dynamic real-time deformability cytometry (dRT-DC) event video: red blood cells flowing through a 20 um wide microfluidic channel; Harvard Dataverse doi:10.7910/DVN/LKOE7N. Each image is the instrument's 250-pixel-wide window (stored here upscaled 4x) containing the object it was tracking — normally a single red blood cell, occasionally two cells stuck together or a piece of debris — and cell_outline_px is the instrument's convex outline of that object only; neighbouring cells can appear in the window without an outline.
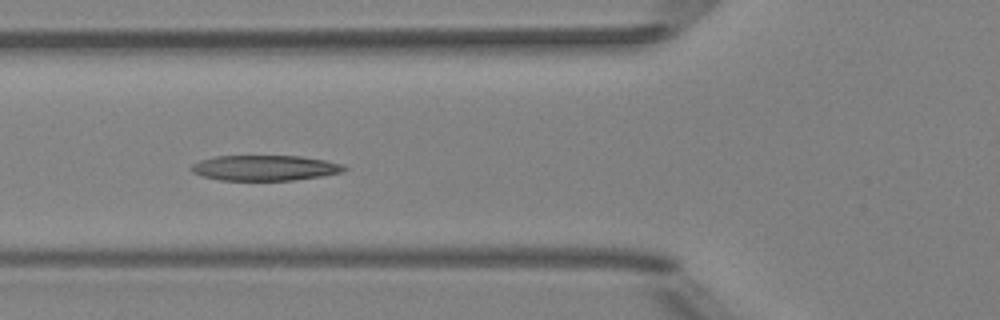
{"species": "Egyptian fruit bat (a non-hibernating species)", "species_latin": "Rousettus aegyptiacus", "temperature_condition": "room temperature", "stored_images_in_passage": 8, "camera_frame_rate_fps": 3000, "um_per_image_px": 0.085, "animal": {"sex": "female"}, "frame": {"image": 1, "passage_image": 6, "time_ms": 5.667, "image_size_px": [1000, 320], "cell_outline_px": [[348, 168], [344, 172], [320, 176], [292, 180], [220, 180], [200, 176], [192, 172], [188, 168], [192, 164], [200, 160], [216, 156], [300, 156], [324, 160], [344, 164]], "centroid_in_image_um": [22.49, 14.27], "position_along_channel_um": 103.3, "area_um2": 22.72}}
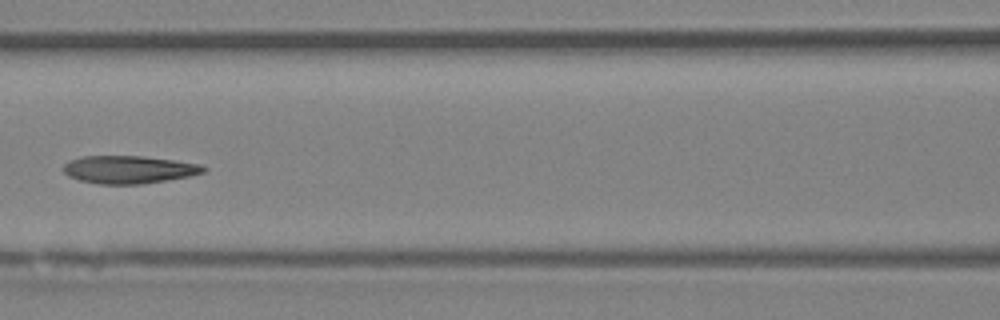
{"frame": {"image": 2, "passage_image": 7, "time_ms": 7.0, "image_size_px": [1000, 320], "cell_outline_px": [[208, 168], [204, 172], [188, 176], [140, 184], [100, 184], [80, 180], [68, 176], [64, 172], [64, 164], [68, 160], [80, 156], [140, 156], [172, 160], [200, 164]], "centroid_in_image_um": [10.91, 14.4], "position_along_channel_um": 155.7, "area_um2": 22.48}}
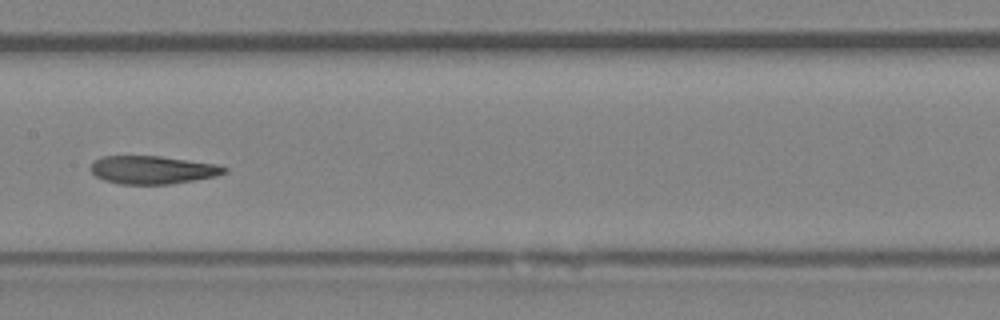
{"frame": {"image": 3, "passage_image": 8, "time_ms": 8.0, "image_size_px": [1000, 320], "cell_outline_px": [[228, 172], [216, 176], [172, 184], [120, 184], [104, 180], [96, 176], [88, 168], [92, 160], [104, 156], [160, 156], [216, 164], [228, 168]], "centroid_in_image_um": [12.94, 14.44], "position_along_channel_um": 194.5, "area_um2": 22.02}}